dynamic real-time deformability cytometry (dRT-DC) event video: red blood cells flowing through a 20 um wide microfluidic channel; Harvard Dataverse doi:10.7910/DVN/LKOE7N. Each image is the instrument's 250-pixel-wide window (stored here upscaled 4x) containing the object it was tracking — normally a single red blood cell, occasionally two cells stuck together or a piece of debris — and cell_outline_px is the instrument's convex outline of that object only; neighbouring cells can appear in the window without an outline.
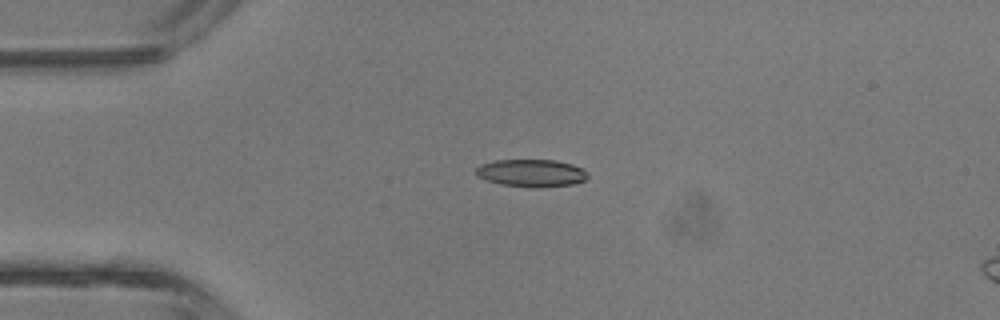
{"species": "common noctule bat (a hibernating species)", "species_latin": "Nyctalus noctula", "temperature_condition": "room temperature", "stored_images_in_passage": 5, "camera_frame_rate_fps": 3000, "um_per_image_px": 0.085, "animal": {"sex": "male", "body_mass_g": 13.3}, "frame": {"image": 1, "passage_image": 3, "time_ms": 2.333, "image_size_px": [1000, 320], "cell_outline_px": [[588, 176], [584, 180], [572, 184], [500, 184], [476, 176], [476, 168], [480, 164], [496, 160], [556, 160], [572, 164], [588, 172]], "centroid_in_image_um": [45.13, 14.64], "position_along_channel_um": 39.9, "area_um2": 16.82}}
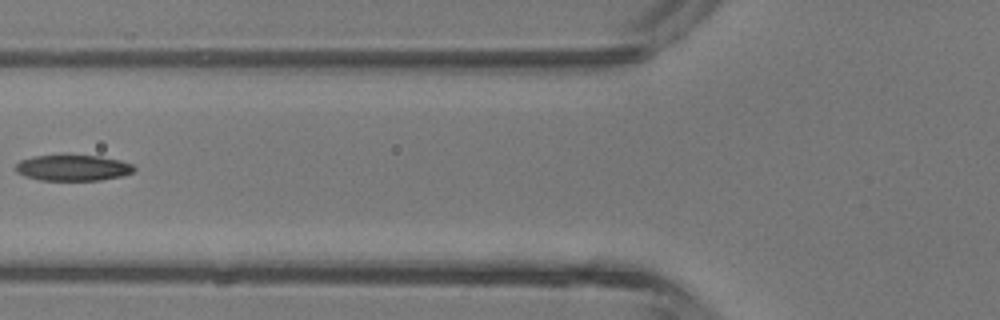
{"frame": {"image": 2, "passage_image": 5, "time_ms": 4.667, "image_size_px": [1000, 320], "cell_outline_px": [[136, 168], [132, 172], [120, 176], [100, 180], [40, 180], [24, 176], [16, 172], [16, 164], [20, 160], [32, 156], [60, 152], [68, 152], [100, 156], [120, 160], [132, 164]], "centroid_in_image_um": [6.14, 14.2], "position_along_channel_um": 119.7, "area_um2": 18.79}}